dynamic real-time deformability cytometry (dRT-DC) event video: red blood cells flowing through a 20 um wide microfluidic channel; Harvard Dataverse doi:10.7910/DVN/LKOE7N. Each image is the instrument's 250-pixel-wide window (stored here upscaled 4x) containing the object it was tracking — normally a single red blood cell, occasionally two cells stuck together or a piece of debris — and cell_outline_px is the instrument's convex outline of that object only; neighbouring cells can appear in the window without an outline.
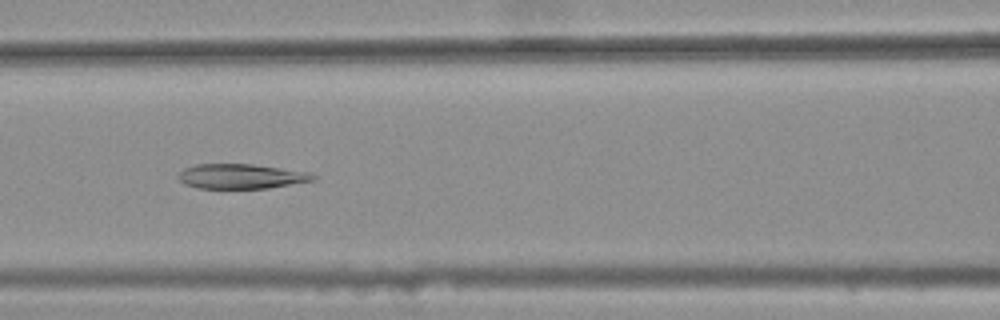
{"species": "common noctule bat (a hibernating species)", "species_latin": "Nyctalus noctula", "temperature_condition": "warm", "stored_images_in_passage": 48, "camera_frame_rate_fps": 3000, "um_per_image_px": 0.085, "animal": {"sex": "female", "body_mass_g": 25.1}, "frame": {"image": 1, "passage_image": 25, "time_ms": 8.0, "image_size_px": [1000, 320], "cell_outline_px": [[316, 180], [268, 188], [196, 188], [184, 184], [176, 176], [184, 168], [196, 164], [252, 164], [308, 172], [316, 176]], "centroid_in_image_um": [20.47, 14.99], "position_along_channel_um": 146.1, "area_um2": 19.42}}
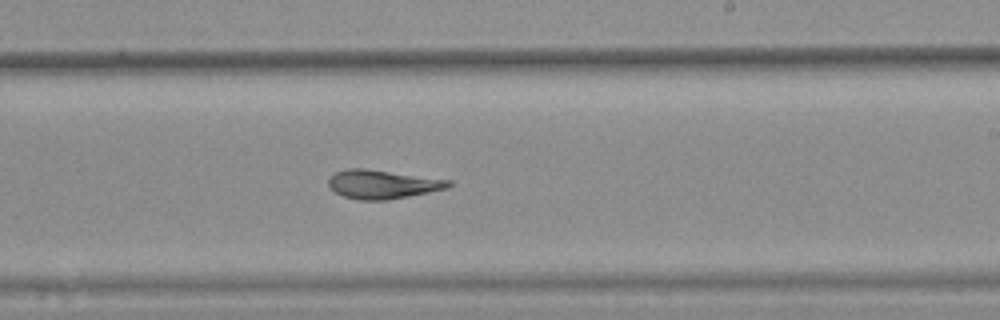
{"frame": {"image": 2, "passage_image": 34, "time_ms": 11.0, "image_size_px": [1000, 320], "cell_outline_px": [[452, 184], [448, 188], [388, 200], [360, 200], [344, 196], [332, 192], [328, 188], [328, 180], [336, 172], [344, 168], [364, 168], [452, 180]], "centroid_in_image_um": [32.48, 15.66], "position_along_channel_um": 256.5, "area_um2": 20.23}}
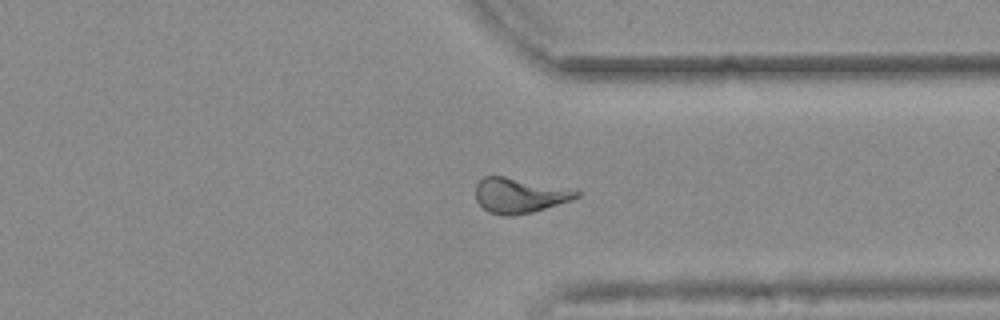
{"frame": {"image": 3, "passage_image": 43, "time_ms": 14.0, "image_size_px": [1000, 320], "cell_outline_px": [[580, 196], [572, 200], [532, 212], [488, 212], [476, 200], [476, 184], [484, 176], [504, 176], [580, 192]], "centroid_in_image_um": [44.12, 16.57], "position_along_channel_um": 367.3, "area_um2": 19.36}, "authors_computed_cell_mechanics": {"area_um2": 21.3282, "velocity_mm_per_s": 3.6846, "shape_relaxation_time_tau1_ms": null, "shape_relaxation_time_tau2_ms": 4.8573, "deformation_change_tau1": null, "deformation_change_tau2": 0.1285}}